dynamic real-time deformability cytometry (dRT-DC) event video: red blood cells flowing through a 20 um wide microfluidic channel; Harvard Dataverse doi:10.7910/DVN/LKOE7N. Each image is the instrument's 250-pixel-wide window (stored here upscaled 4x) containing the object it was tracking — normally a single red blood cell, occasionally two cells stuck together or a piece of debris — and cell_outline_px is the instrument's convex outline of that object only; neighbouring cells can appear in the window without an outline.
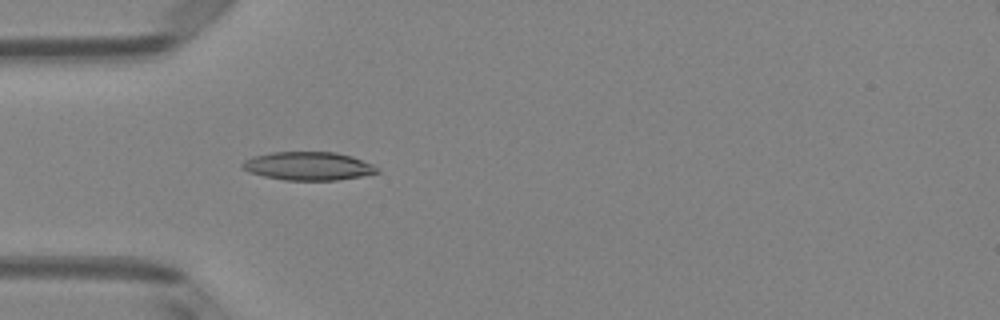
{"species": "Egyptian fruit bat (a non-hibernating species)", "species_latin": "Rousettus aegyptiacus", "temperature_condition": "room temperature", "stored_images_in_passage": 4, "camera_frame_rate_fps": 3000, "um_per_image_px": 0.085, "animal": {"sex": "female"}, "frame": {"image": 1, "passage_image": 4, "time_ms": 1.0, "image_size_px": [1000, 320], "cell_outline_px": [[380, 172], [360, 176], [336, 180], [284, 180], [264, 176], [248, 172], [240, 168], [240, 164], [244, 160], [252, 156], [272, 152], [336, 152], [352, 156], [372, 164]], "centroid_in_image_um": [26.14, 14.11], "position_along_channel_um": 58.9, "area_um2": 22.31}}